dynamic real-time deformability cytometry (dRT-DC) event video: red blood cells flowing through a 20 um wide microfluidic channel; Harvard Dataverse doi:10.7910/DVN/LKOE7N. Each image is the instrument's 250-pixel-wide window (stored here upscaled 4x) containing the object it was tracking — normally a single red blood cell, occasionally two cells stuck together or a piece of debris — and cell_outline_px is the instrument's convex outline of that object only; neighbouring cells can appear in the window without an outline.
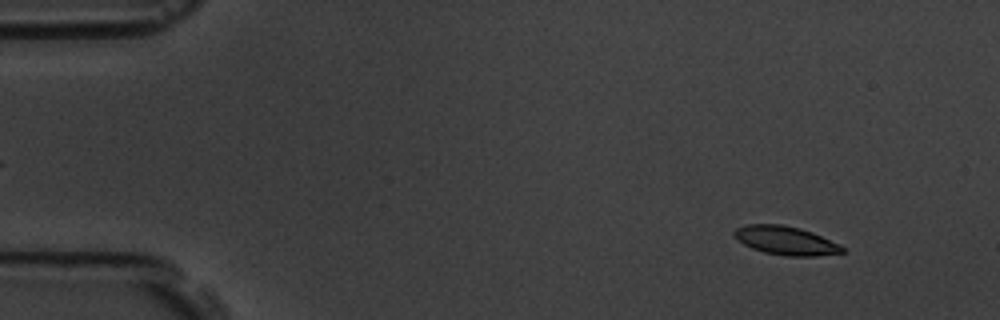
{"species": "common noctule bat (a hibernating species)", "species_latin": "Nyctalus noctula", "temperature_condition": "room temperature", "stored_images_in_passage": 57, "camera_frame_rate_fps": 3000, "um_per_image_px": 0.085, "animal": {"sex": "male", "body_mass_g": 19.5, "forearm_length_mm": 54.6}, "frame": {"image": 1, "passage_image": 5, "time_ms": 1.333, "image_size_px": [1000, 320], "cell_outline_px": [[844, 252], [816, 256], [784, 256], [764, 252], [752, 248], [744, 244], [732, 232], [736, 228], [748, 224], [780, 224], [800, 228], [812, 232], [840, 244], [844, 248]], "centroid_in_image_um": [66.81, 20.45], "position_along_channel_um": 18.2, "area_um2": 17.92}}
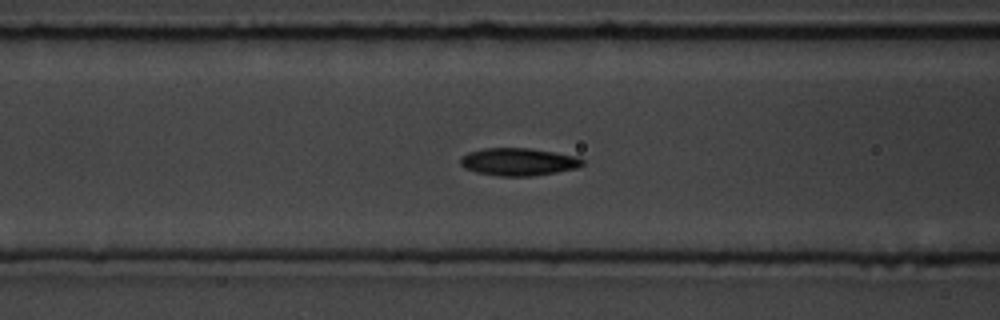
{"frame": {"image": 2, "passage_image": 22, "time_ms": 7.0, "image_size_px": [1000, 320], "cell_outline_px": [[584, 164], [576, 168], [556, 172], [532, 176], [500, 176], [476, 172], [464, 168], [460, 164], [460, 160], [468, 152], [484, 148], [528, 148], [576, 156], [584, 160]], "centroid_in_image_um": [44.06, 13.76], "position_along_channel_um": 122.5, "area_um2": 19.48}}
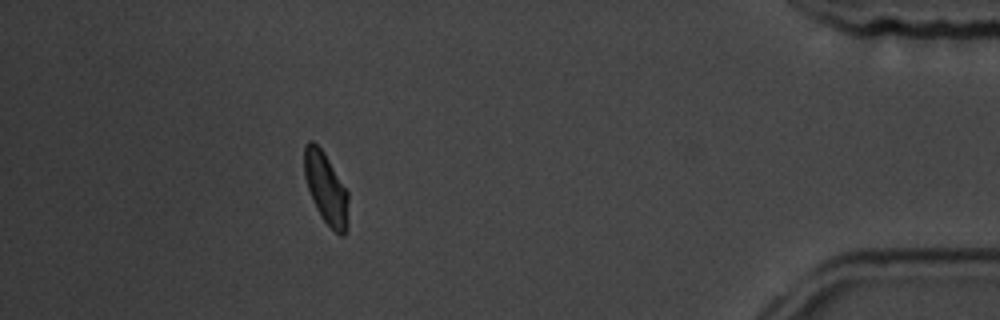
{"frame": {"image": 3, "passage_image": 50, "time_ms": 16.333, "image_size_px": [1000, 320], "cell_outline_px": [[348, 228], [344, 236], [340, 236], [320, 216], [312, 200], [304, 176], [304, 144], [308, 140], [312, 140], [324, 152], [348, 192]], "centroid_in_image_um": [27.71, 16.01], "position_along_channel_um": 407.5, "area_um2": 18.44}, "authors_computed_cell_mechanics": {"area_um2": 18.6694, "velocity_mm_per_s": 3.6168, "shape_relaxation_time_tau1_ms": 2.8526, "shape_relaxation_time_tau2_ms": 1.9188, "deformation_change_tau1": 0.1235, "deformation_change_tau2": 0.0619}}